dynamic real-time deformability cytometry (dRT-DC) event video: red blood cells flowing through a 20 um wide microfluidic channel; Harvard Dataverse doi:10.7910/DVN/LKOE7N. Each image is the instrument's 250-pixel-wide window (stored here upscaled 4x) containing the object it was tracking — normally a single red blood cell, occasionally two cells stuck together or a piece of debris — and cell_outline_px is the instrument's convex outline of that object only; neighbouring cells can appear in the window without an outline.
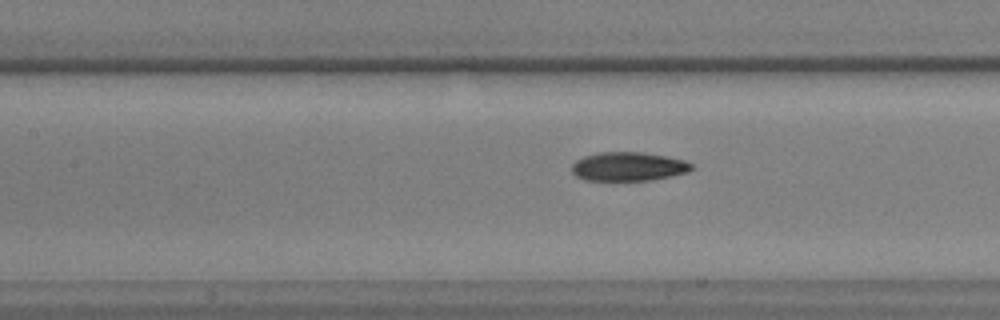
{"species": "common noctule bat (a hibernating species)", "species_latin": "Nyctalus noctula", "temperature_condition": "warm", "stored_images_in_passage": 25, "camera_frame_rate_fps": 3000, "um_per_image_px": 0.085, "animal": {"sex": "male", "body_mass_g": 17.9, "forearm_length_mm": 54.2}, "frame": {"image": 1, "passage_image": 22, "time_ms": 7.0, "image_size_px": [1000, 320], "cell_outline_px": [[692, 168], [688, 172], [652, 180], [584, 180], [576, 176], [572, 172], [572, 164], [576, 160], [584, 156], [600, 152], [640, 152], [664, 156], [684, 160], [692, 164]], "centroid_in_image_um": [53.38, 14.15], "position_along_channel_um": 154.0, "area_um2": 20.0}}